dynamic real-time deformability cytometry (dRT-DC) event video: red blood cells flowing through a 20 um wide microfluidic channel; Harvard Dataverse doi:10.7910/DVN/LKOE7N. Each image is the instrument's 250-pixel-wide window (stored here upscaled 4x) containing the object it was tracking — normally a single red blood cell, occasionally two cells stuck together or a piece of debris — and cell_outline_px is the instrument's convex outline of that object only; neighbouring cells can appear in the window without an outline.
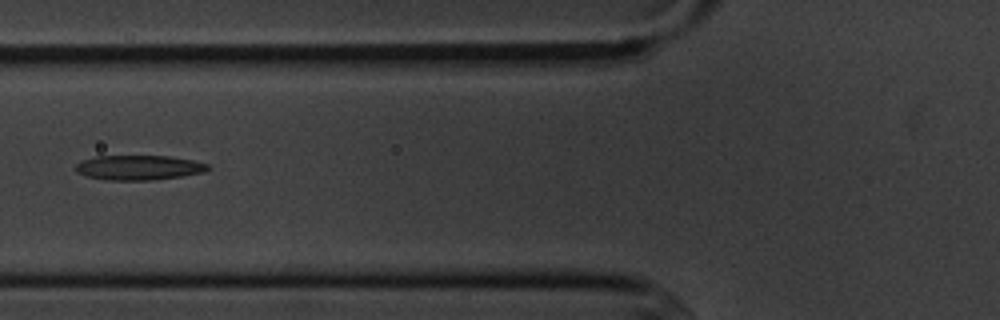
{"species": "common noctule bat (a hibernating species)", "species_latin": "Nyctalus noctula", "temperature_condition": "cold", "stored_images_in_passage": 6, "camera_frame_rate_fps": 3000, "um_per_image_px": 0.085, "animal": {"sex": "male", "body_mass_g": 20.1, "forearm_length_mm": 53.5}, "frame": {"image": 1, "passage_image": 6, "time_ms": 6.667, "image_size_px": [1000, 320], "cell_outline_px": [[208, 168], [204, 172], [180, 176], [152, 180], [104, 180], [88, 176], [76, 172], [76, 164], [80, 160], [96, 156], [168, 156], [192, 160], [208, 164]], "centroid_in_image_um": [11.75, 14.24], "position_along_channel_um": 114.1, "area_um2": 18.96}}